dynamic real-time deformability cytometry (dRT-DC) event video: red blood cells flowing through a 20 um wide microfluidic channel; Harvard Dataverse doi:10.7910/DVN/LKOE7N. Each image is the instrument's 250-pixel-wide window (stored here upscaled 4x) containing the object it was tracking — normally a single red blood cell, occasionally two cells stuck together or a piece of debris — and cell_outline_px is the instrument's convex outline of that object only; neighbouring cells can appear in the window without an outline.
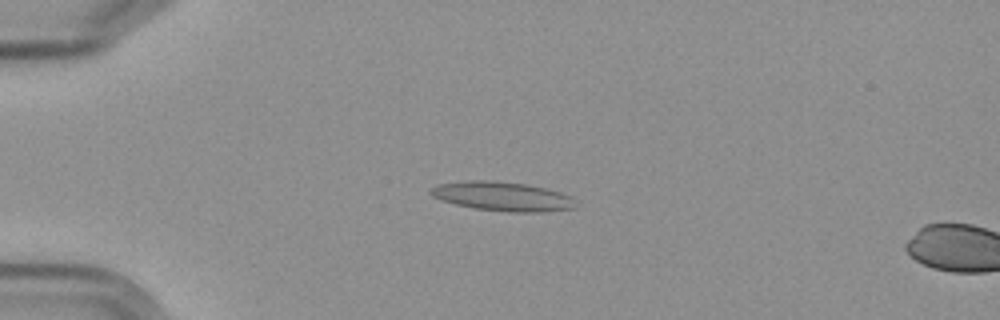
{"species": "Egyptian fruit bat (a non-hibernating species)", "species_latin": "Rousettus aegyptiacus", "temperature_condition": "cold", "stored_images_in_passage": 4, "camera_frame_rate_fps": 3000, "um_per_image_px": 0.085, "frame": {"image": 1, "passage_image": 3, "time_ms": 3.333, "image_size_px": [1000, 320], "cell_outline_px": [[576, 208], [544, 212], [508, 212], [476, 208], [456, 204], [440, 200], [432, 196], [428, 192], [428, 188], [436, 184], [468, 180], [496, 180], [524, 184], [544, 188], [560, 192], [576, 200]], "centroid_in_image_um": [42.66, 16.68], "position_along_channel_um": 42.3, "area_um2": 24.85}}